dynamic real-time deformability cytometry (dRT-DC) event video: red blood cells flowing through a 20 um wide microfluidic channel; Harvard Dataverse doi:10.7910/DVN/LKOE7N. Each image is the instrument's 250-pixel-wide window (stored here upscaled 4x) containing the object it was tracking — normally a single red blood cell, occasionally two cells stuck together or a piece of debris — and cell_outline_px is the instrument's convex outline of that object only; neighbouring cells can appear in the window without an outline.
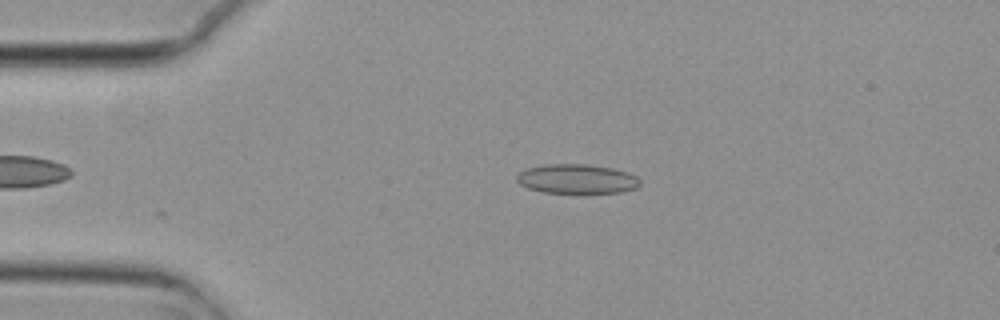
{"species": "common noctule bat (a hibernating species)", "species_latin": "Nyctalus noctula", "temperature_condition": "cold", "stored_images_in_passage": 6, "camera_frame_rate_fps": 3000, "um_per_image_px": 0.085, "animal": {"sex": "female", "body_mass_g": 29.2, "forearm_length_mm": 56.3}, "frame": {"image": 1, "passage_image": 6, "time_ms": 1.667, "image_size_px": [1000, 320], "cell_outline_px": [[640, 184], [636, 188], [620, 192], [544, 192], [528, 188], [520, 184], [516, 180], [516, 176], [524, 168], [544, 164], [588, 164], [612, 168], [628, 172], [636, 176], [640, 180]], "centroid_in_image_um": [49.01, 15.19], "position_along_channel_um": 36.0, "area_um2": 21.04}}